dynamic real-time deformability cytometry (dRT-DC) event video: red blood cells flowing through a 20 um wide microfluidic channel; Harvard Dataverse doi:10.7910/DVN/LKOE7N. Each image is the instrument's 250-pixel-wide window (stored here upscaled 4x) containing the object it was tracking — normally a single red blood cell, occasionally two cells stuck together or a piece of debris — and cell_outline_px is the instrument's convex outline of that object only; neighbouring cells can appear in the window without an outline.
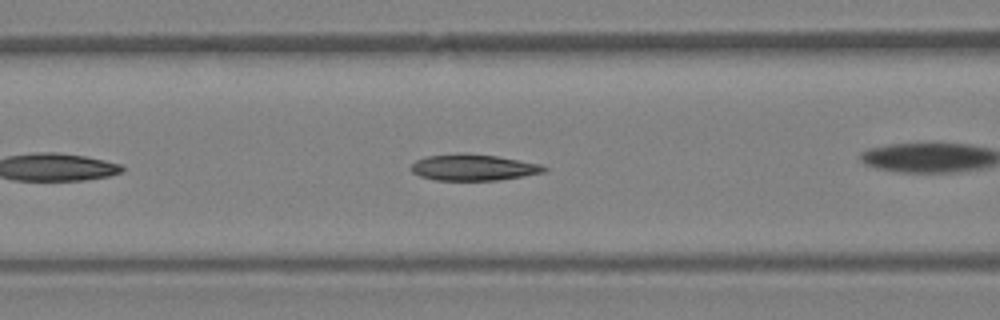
{"species": "Egyptian fruit bat (a non-hibernating species)", "species_latin": "Rousettus aegyptiacus", "temperature_condition": "warm", "stored_images_in_passage": 29, "camera_frame_rate_fps": 3000, "um_per_image_px": 0.085, "animal": {"sex": "female"}, "frame": {"image": 1, "passage_image": 5, "time_ms": 1.333, "image_size_px": [1000, 320], "cell_outline_px": [[548, 168], [544, 172], [524, 176], [496, 180], [436, 180], [420, 176], [412, 172], [412, 164], [416, 160], [424, 156], [460, 152], [468, 152], [496, 156], [540, 164]], "centroid_in_image_um": [40.2, 14.21], "position_along_channel_um": 126.4, "area_um2": 20.46}}
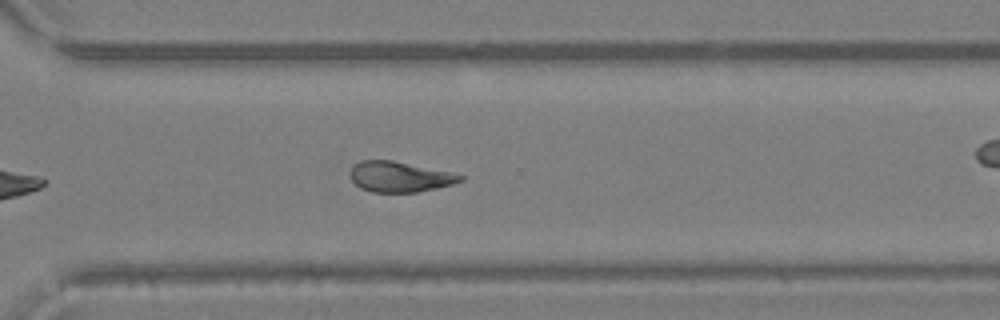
{"frame": {"image": 2, "passage_image": 17, "time_ms": 5.333, "image_size_px": [1000, 320], "cell_outline_px": [[464, 180], [452, 184], [436, 188], [416, 192], [372, 192], [360, 188], [348, 176], [348, 172], [352, 164], [360, 160], [392, 160], [452, 172], [464, 176]], "centroid_in_image_um": [33.92, 15.01], "position_along_channel_um": 336.7, "area_um2": 19.77}}